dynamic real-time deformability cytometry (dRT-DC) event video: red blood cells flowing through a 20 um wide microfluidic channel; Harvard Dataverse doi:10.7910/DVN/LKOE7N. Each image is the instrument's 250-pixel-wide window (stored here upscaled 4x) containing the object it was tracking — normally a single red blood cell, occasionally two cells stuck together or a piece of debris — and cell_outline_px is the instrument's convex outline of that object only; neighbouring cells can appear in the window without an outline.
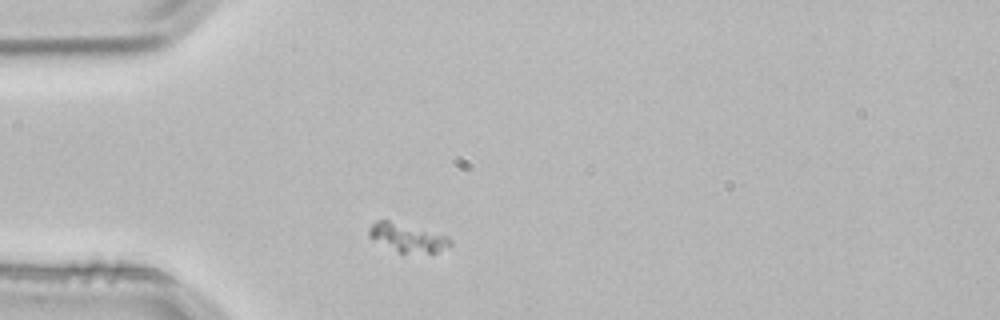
{"species": "common noctule bat (a hibernating species)", "species_latin": "Nyctalus noctula", "temperature_condition": "room temperature", "stored_images_in_passage": 4, "camera_frame_rate_fps": 3000, "um_per_image_px": 0.085, "animal": {"sex": "male", "body_mass_g": 21.5, "forearm_length_mm": 52.0}, "frame": {"image": 1, "passage_image": 4, "time_ms": 1.0, "image_size_px": [1000, 320], "cell_outline_px": [[452, 244], [436, 252], [400, 252], [368, 236], [368, 228], [376, 220], [388, 220], [448, 236], [452, 240]], "centroid_in_image_um": [34.63, 20.18], "position_along_channel_um": 50.4, "area_um2": 12.89}}